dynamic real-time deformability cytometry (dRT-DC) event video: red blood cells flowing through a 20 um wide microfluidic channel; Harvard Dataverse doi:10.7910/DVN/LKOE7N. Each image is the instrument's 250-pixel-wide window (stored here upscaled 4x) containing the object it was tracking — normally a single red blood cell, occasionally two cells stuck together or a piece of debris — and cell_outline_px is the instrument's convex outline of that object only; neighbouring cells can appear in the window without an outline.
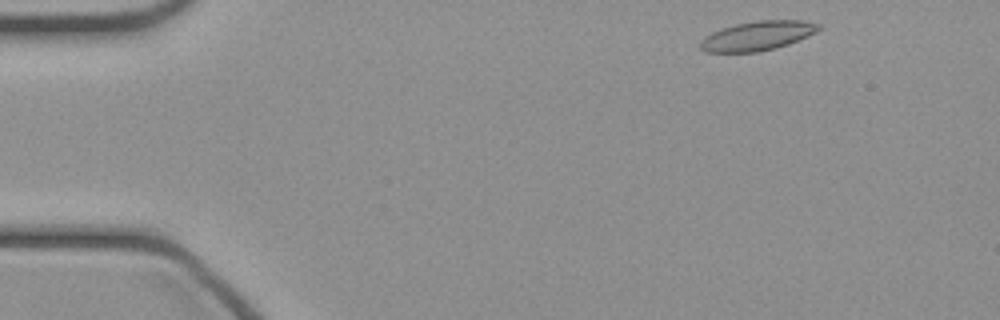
{"species": "common noctule bat (a hibernating species)", "species_latin": "Nyctalus noctula", "temperature_condition": "cold", "stored_images_in_passage": 44, "camera_frame_rate_fps": 3000, "um_per_image_px": 0.085, "animal": {"sex": "female", "body_mass_g": 21.9}, "frame": {"image": 1, "passage_image": 2, "time_ms": 0.333, "image_size_px": [1000, 320], "cell_outline_px": [[820, 28], [816, 32], [808, 36], [788, 44], [776, 48], [756, 52], [704, 52], [700, 48], [700, 40], [704, 36], [712, 32], [736, 24], [756, 20], [800, 20], [820, 24]], "centroid_in_image_um": [64.37, 3.04], "position_along_channel_um": 20.6, "area_um2": 20.17}}
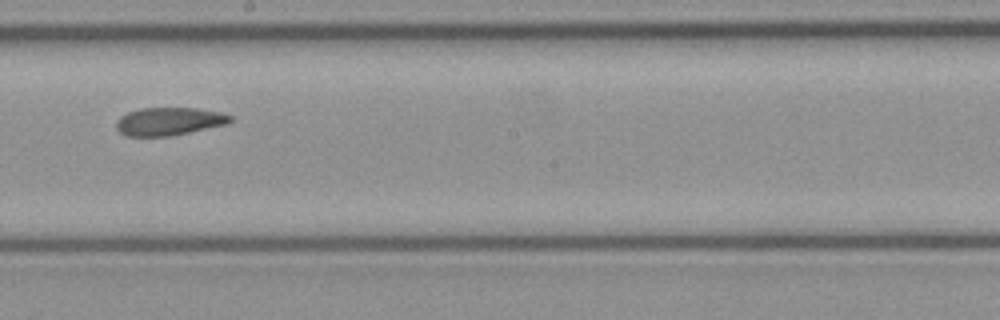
{"frame": {"image": 2, "passage_image": 23, "time_ms": 7.333, "image_size_px": [1000, 320], "cell_outline_px": [[232, 120], [228, 124], [172, 136], [128, 136], [120, 132], [116, 128], [116, 120], [120, 116], [128, 112], [140, 108], [196, 108], [220, 112], [232, 116]], "centroid_in_image_um": [14.37, 10.32], "position_along_channel_um": 233.8, "area_um2": 18.67}}
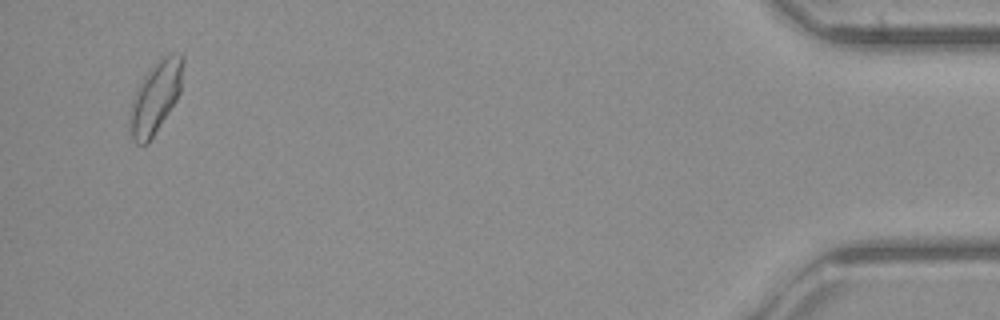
{"frame": {"image": 3, "passage_image": 42, "time_ms": 13.667, "image_size_px": [1000, 320], "cell_outline_px": [[184, 60], [180, 92], [176, 100], [148, 144], [136, 144], [132, 140], [128, 128], [128, 112], [132, 96], [144, 76], [160, 56], [172, 52], [180, 52], [184, 56]], "centroid_in_image_um": [13.19, 8.25], "position_along_channel_um": 422.0, "area_um2": 22.77}}